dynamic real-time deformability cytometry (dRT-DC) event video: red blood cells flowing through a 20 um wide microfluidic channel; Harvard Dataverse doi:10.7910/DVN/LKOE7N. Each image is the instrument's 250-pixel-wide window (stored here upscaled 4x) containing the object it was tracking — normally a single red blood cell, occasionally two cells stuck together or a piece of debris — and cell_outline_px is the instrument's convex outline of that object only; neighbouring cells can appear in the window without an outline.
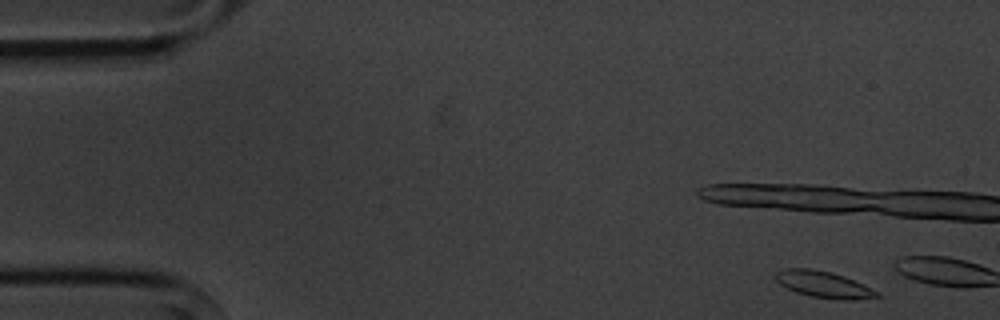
{"species": "common noctule bat (a hibernating species)", "species_latin": "Nyctalus noctula", "temperature_condition": "cold", "stored_images_in_passage": 3, "camera_frame_rate_fps": 3000, "um_per_image_px": 0.085, "animal": {"sex": "male", "body_mass_g": 20.1, "forearm_length_mm": 53.5}, "frame": {"image": 1, "passage_image": 1, "time_ms": 0.0, "image_size_px": [1000, 320], "cell_outline_px": [[884, 296], [852, 300], [840, 300], [812, 296], [796, 292], [780, 284], [772, 276], [776, 272], [784, 268], [812, 268], [832, 272], [844, 276], [864, 284], [880, 292]], "centroid_in_image_um": [70.04, 24.17], "position_along_channel_um": 15.0, "area_um2": 15.9}}